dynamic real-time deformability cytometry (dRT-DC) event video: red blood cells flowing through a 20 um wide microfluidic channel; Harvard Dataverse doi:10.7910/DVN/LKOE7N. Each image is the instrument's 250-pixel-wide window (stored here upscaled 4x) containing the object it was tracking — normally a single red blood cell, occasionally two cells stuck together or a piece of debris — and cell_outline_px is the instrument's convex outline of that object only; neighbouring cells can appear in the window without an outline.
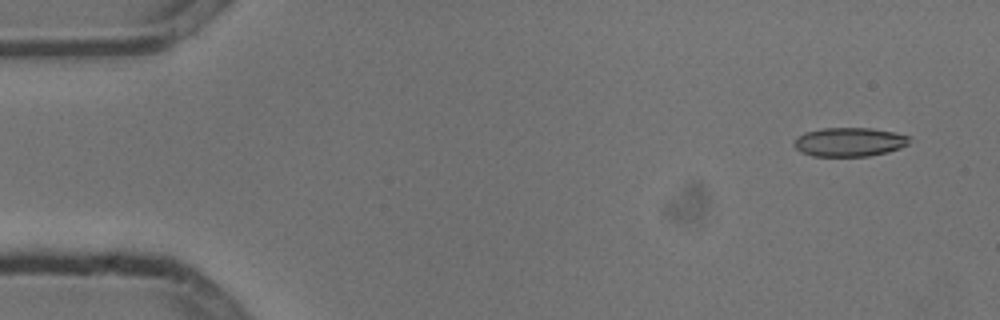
{"species": "common noctule bat (a hibernating species)", "species_latin": "Nyctalus noctula", "temperature_condition": "cold", "stored_images_in_passage": 6, "camera_frame_rate_fps": 3000, "um_per_image_px": 0.085, "animal": {"sex": "male", "body_mass_g": 13.3}, "frame": {"image": 1, "passage_image": 2, "time_ms": 0.333, "image_size_px": [1000, 320], "cell_outline_px": [[908, 144], [900, 148], [888, 152], [868, 156], [812, 156], [800, 152], [792, 144], [796, 136], [804, 132], [824, 128], [872, 128], [892, 132], [908, 136]], "centroid_in_image_um": [72.13, 12.07], "position_along_channel_um": 12.9, "area_um2": 19.48}}
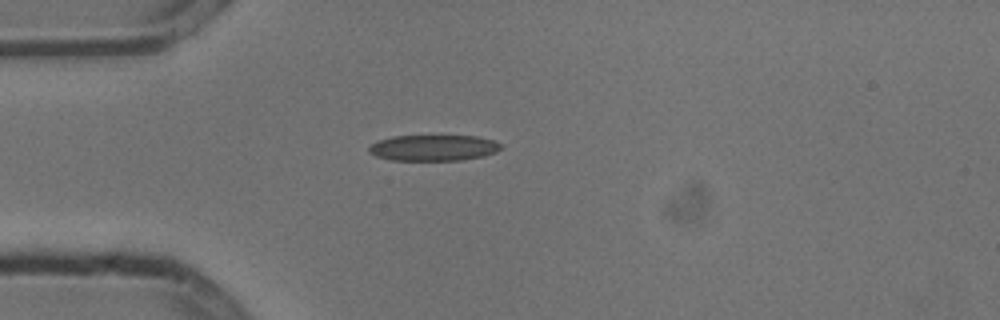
{"frame": {"image": 2, "passage_image": 5, "time_ms": 1.333, "image_size_px": [1000, 320], "cell_outline_px": [[504, 148], [496, 152], [484, 156], [460, 160], [392, 160], [376, 156], [368, 152], [368, 148], [376, 140], [392, 136], [476, 136], [492, 140], [500, 144]], "centroid_in_image_um": [36.83, 12.56], "position_along_channel_um": 48.2, "area_um2": 20.0}}